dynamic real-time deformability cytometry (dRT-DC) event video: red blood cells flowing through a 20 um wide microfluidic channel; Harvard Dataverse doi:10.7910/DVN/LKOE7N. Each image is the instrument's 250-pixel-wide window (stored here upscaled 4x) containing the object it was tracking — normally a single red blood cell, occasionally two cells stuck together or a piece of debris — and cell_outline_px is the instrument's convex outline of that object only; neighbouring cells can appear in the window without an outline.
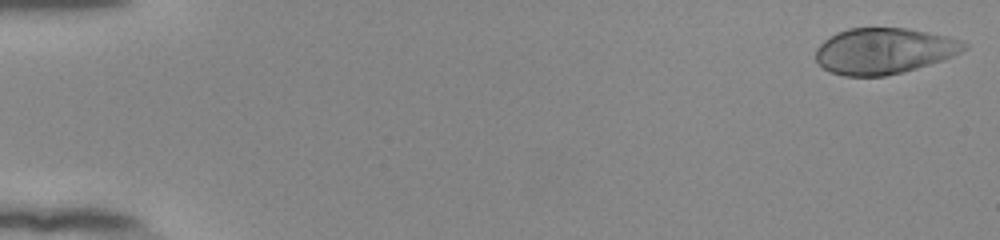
{"species": "human", "species_latin": "Homo sapiens", "temperature_condition": "room temperature", "stored_images_in_passage": 53, "camera_frame_rate_fps": 3000, "um_per_image_px": 0.085, "donor": {"sex": "female"}, "frame": {"image": 1, "passage_image": 1, "time_ms": 0.0, "image_size_px": [1000, 240], "cell_outline_px": [[968, 48], [952, 56], [904, 72], [884, 76], [844, 76], [828, 72], [816, 60], [816, 48], [824, 40], [836, 32], [848, 28], [904, 28], [948, 36], [960, 40], [968, 44]], "centroid_in_image_um": [75.1, 4.33], "position_along_channel_um": 9.9, "area_um2": 39.65}}
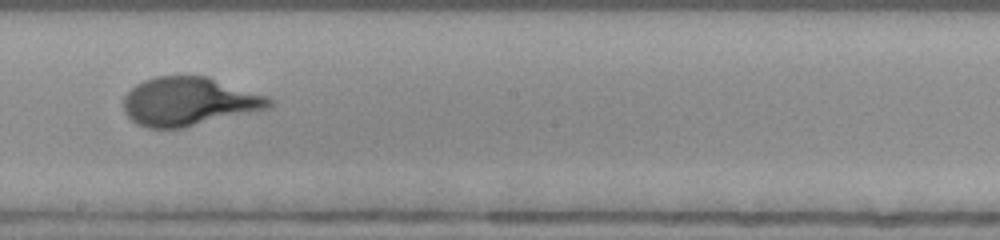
{"frame": {"image": 2, "passage_image": 31, "time_ms": 10.0, "image_size_px": [1000, 240], "cell_outline_px": [[276, 104], [272, 108], [184, 128], [148, 128], [136, 124], [124, 112], [124, 96], [136, 84], [144, 80], [156, 76], [208, 76], [268, 96], [276, 100]], "centroid_in_image_um": [16.12, 8.64], "position_along_channel_um": 232.1, "area_um2": 41.73}}
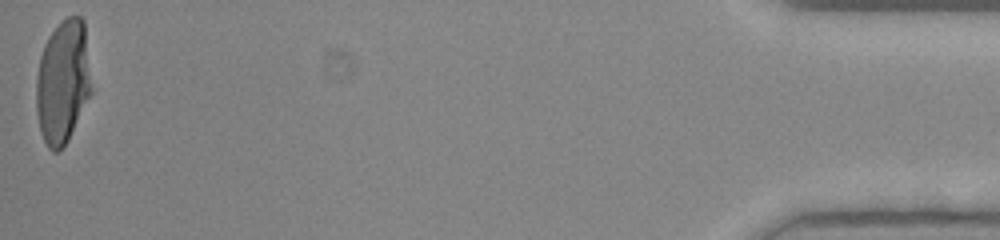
{"frame": {"image": 3, "passage_image": 53, "time_ms": 17.333, "image_size_px": [1000, 240], "cell_outline_px": [[96, 88], [68, 140], [56, 152], [52, 152], [48, 148], [40, 132], [36, 112], [36, 76], [40, 56], [44, 44], [48, 36], [68, 16], [80, 16], [84, 20]], "centroid_in_image_um": [5.41, 6.95], "position_along_channel_um": 429.8, "area_um2": 41.21}}